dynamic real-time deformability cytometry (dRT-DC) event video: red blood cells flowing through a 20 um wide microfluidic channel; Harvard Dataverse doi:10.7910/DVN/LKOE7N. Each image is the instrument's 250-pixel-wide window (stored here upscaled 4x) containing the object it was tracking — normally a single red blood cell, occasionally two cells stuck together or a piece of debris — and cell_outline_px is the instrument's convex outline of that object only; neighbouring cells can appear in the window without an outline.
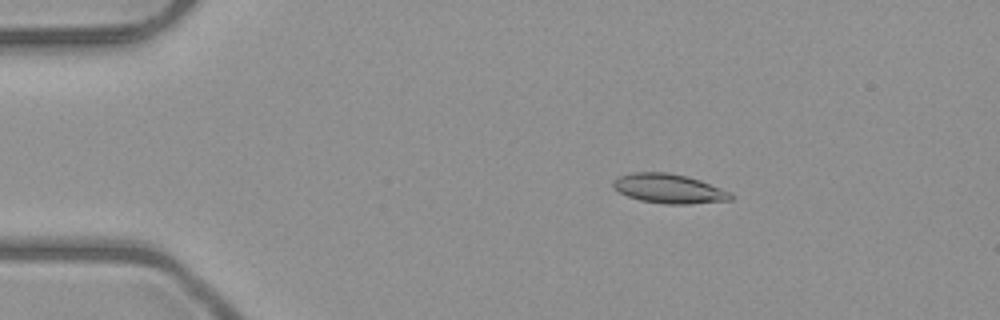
{"species": "common noctule bat (a hibernating species)", "species_latin": "Nyctalus noctula", "temperature_condition": "room temperature", "stored_images_in_passage": 46, "camera_frame_rate_fps": 3000, "um_per_image_px": 0.085, "animal": {"sex": "male", "body_mass_g": 23.1, "forearm_length_mm": 52.7}, "frame": {"image": 1, "passage_image": 4, "time_ms": 1.0, "image_size_px": [1000, 320], "cell_outline_px": [[736, 196], [732, 200], [688, 204], [664, 204], [640, 200], [628, 196], [612, 188], [612, 180], [620, 176], [632, 172], [668, 172], [700, 180], [732, 192]], "centroid_in_image_um": [56.88, 16.04], "position_along_channel_um": 28.1, "area_um2": 20.29}}
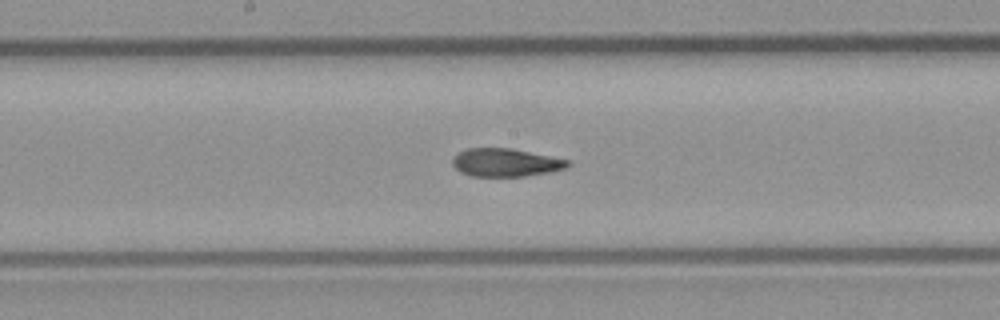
{"frame": {"image": 2, "passage_image": 22, "time_ms": 7.0, "image_size_px": [1000, 320], "cell_outline_px": [[572, 164], [568, 168], [552, 172], [524, 176], [472, 176], [460, 172], [452, 164], [452, 156], [468, 148], [512, 148], [568, 160]], "centroid_in_image_um": [42.99, 13.82], "position_along_channel_um": 205.2, "area_um2": 18.96}}
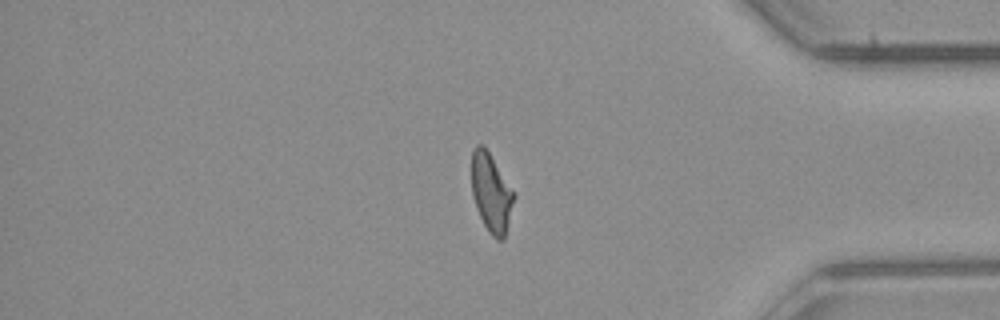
{"frame": {"image": 3, "passage_image": 38, "time_ms": 12.333, "image_size_px": [1000, 320], "cell_outline_px": [[516, 196], [504, 240], [496, 240], [488, 232], [476, 208], [472, 196], [472, 148], [476, 144], [484, 144], [516, 192]], "centroid_in_image_um": [41.78, 16.37], "position_along_channel_um": 393.4, "area_um2": 19.94}, "authors_computed_cell_mechanics": {"area_um2": 19.7676, "velocity_mm_per_s": 4.0205, "shape_relaxation_time_tau1_ms": 5.3182, "shape_relaxation_time_tau2_ms": 1.4365, "deformation_change_tau1": 0.1829, "deformation_change_tau2": 0.0879}}